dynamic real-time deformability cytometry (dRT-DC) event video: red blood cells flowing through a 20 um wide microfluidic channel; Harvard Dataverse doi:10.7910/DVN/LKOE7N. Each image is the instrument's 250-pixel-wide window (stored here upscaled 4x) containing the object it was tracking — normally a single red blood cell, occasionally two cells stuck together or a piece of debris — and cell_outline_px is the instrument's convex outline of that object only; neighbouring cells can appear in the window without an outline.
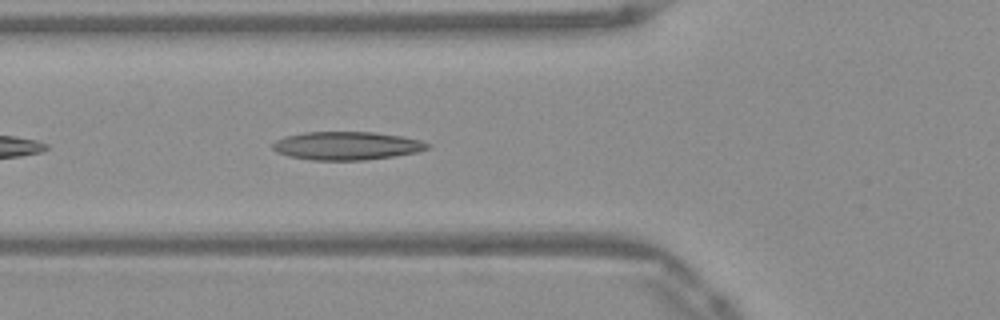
{"species": "Egyptian fruit bat (a non-hibernating species)", "species_latin": "Rousettus aegyptiacus", "temperature_condition": "warm", "stored_images_in_passage": 15, "camera_frame_rate_fps": 3000, "um_per_image_px": 0.085, "frame": {"image": 1, "passage_image": 5, "time_ms": 1.333, "image_size_px": [1000, 320], "cell_outline_px": [[432, 148], [416, 152], [392, 156], [364, 160], [312, 160], [288, 156], [276, 152], [272, 148], [272, 144], [276, 140], [288, 136], [304, 132], [376, 132], [404, 136], [420, 140], [432, 144]], "centroid_in_image_um": [29.51, 12.38], "position_along_channel_um": 96.3, "area_um2": 25.61}}
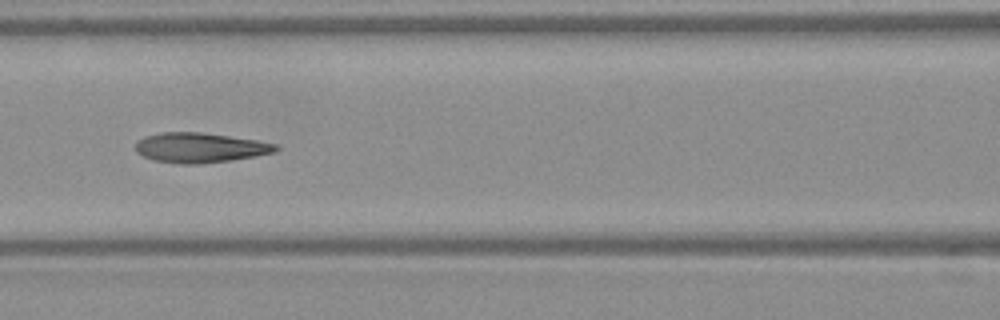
{"frame": {"image": 2, "passage_image": 9, "time_ms": 2.667, "image_size_px": [1000, 320], "cell_outline_px": [[280, 148], [276, 152], [256, 156], [232, 160], [200, 164], [176, 164], [152, 160], [136, 152], [136, 144], [144, 136], [160, 132], [200, 132], [256, 140], [276, 144]], "centroid_in_image_um": [17.0, 12.56], "position_along_channel_um": 149.6, "area_um2": 24.51}}